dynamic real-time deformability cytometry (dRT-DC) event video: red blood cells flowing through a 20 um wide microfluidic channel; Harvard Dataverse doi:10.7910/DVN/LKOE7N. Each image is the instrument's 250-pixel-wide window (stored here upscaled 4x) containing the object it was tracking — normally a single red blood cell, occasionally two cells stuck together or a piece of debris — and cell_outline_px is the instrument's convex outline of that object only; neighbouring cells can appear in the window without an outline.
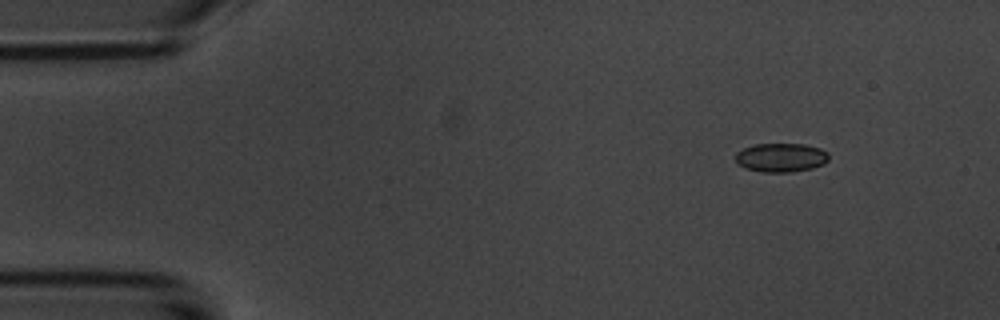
{"species": "common noctule bat (a hibernating species)", "species_latin": "Nyctalus noctula", "temperature_condition": "room temperature", "stored_images_in_passage": 6, "segment_of_instrument_passage": [1, 2], "camera_frame_rate_fps": 3000, "um_per_image_px": 0.085, "animal": {"sex": "male", "body_mass_g": 20.1, "forearm_length_mm": 53.5}, "frame": {"image": 1, "passage_image": 2, "time_ms": 1.333, "image_size_px": [1000, 320], "cell_outline_px": [[828, 160], [824, 164], [812, 168], [792, 172], [760, 172], [744, 168], [736, 164], [736, 152], [744, 148], [756, 144], [804, 144], [820, 148], [828, 152]], "centroid_in_image_um": [66.37, 13.4], "position_along_channel_um": 18.6, "area_um2": 15.84}}